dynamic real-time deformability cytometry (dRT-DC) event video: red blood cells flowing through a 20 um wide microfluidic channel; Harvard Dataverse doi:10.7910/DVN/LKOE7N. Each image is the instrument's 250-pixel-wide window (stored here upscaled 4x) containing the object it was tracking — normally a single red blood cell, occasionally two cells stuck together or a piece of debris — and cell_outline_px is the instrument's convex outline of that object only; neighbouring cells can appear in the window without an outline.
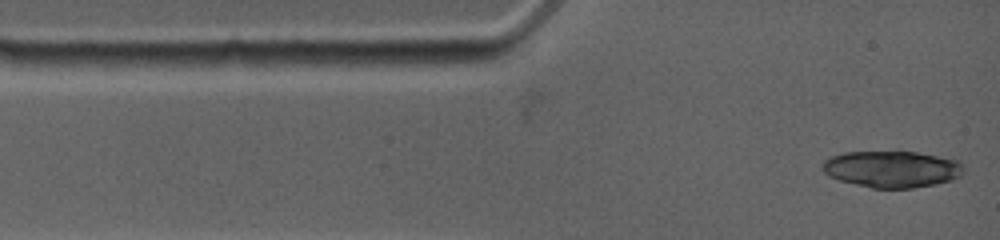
{"species": "common noctule bat (a hibernating species)", "species_latin": "Nyctalus noctula", "temperature_condition": "warm", "stored_images_in_passage": 10, "camera_frame_rate_fps": 4500, "um_per_image_px": 0.085, "animal": {"sex": "female", "body_mass_g": 19.0, "forearm_length_mm": 53.3}, "frame": {"image": 1, "passage_image": 1, "time_ms": 0.0, "image_size_px": [1000, 240], "cell_outline_px": [[964, 172], [960, 176], [952, 180], [936, 184], [912, 188], [872, 188], [840, 180], [828, 176], [820, 168], [824, 160], [832, 156], [844, 152], [916, 152], [960, 160], [964, 168]], "centroid_in_image_um": [75.82, 14.37], "position_along_channel_um": 9.2, "area_um2": 30.23}}